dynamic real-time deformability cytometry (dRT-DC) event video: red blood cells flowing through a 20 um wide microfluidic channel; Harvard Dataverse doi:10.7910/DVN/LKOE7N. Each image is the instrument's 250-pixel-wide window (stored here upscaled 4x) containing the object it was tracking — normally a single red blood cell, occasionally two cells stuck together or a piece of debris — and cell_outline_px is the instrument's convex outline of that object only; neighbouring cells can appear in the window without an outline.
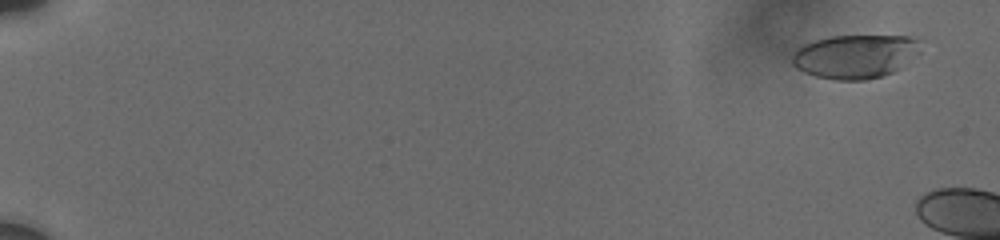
{"species": "human", "species_latin": "Homo sapiens", "temperature_condition": "cold", "stored_images_in_passage": 6, "camera_frame_rate_fps": 3000, "um_per_image_px": 0.085, "donor": {"sex": "male"}, "frame": {"image": 1, "passage_image": 2, "time_ms": 0.667, "image_size_px": [1000, 240], "cell_outline_px": [[920, 52], [892, 72], [880, 76], [864, 80], [836, 80], [816, 76], [804, 72], [796, 68], [792, 64], [792, 52], [796, 48], [804, 44], [828, 36], [908, 36], [916, 40]], "centroid_in_image_um": [72.61, 4.79], "position_along_channel_um": 12.4, "area_um2": 32.43}}